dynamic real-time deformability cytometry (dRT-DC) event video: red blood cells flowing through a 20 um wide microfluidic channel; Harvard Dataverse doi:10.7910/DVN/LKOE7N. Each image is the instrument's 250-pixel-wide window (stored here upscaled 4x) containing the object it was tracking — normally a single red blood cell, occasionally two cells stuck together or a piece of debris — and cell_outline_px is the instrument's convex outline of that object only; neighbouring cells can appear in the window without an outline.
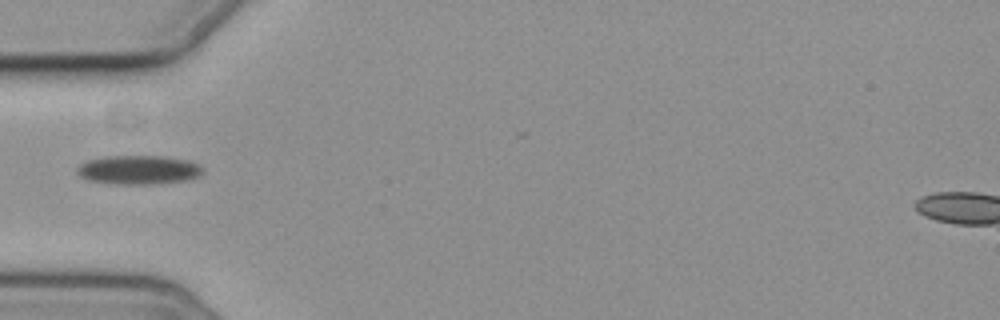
{"species": "common noctule bat (a hibernating species)", "species_latin": "Nyctalus noctula", "temperature_condition": "cold", "stored_images_in_passage": 1, "camera_frame_rate_fps": 3000, "um_per_image_px": 0.085, "animal": {"sex": "female", "body_mass_g": 19.3, "forearm_length_mm": 54.1}, "frame": {"image": 1, "passage_image": 1, "time_ms": 0.0, "image_size_px": [1000, 320], "cell_outline_px": [[204, 172], [200, 176], [192, 180], [152, 184], [116, 184], [88, 180], [80, 176], [76, 172], [76, 168], [80, 164], [88, 160], [108, 156], [164, 156], [188, 160], [204, 168]], "centroid_in_image_um": [11.82, 14.44], "position_along_channel_um": 73.2, "area_um2": 21.44}}